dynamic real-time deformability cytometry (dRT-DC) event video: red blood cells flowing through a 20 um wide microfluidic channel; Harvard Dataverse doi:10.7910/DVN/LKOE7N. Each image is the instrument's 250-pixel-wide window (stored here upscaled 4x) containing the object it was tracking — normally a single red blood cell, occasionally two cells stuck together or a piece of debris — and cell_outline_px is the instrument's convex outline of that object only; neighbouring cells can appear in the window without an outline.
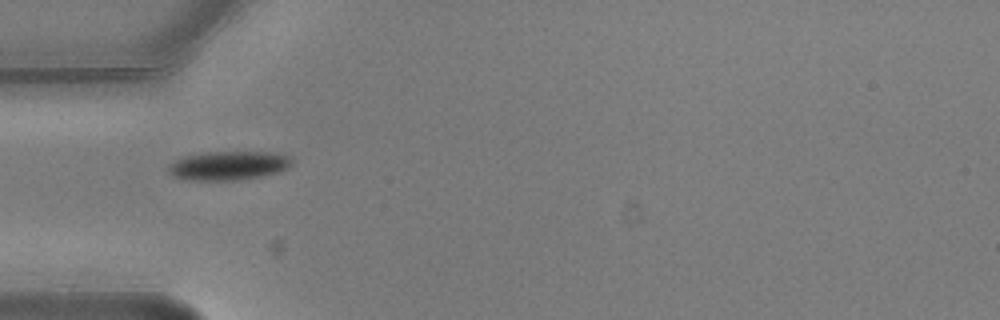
{"species": "common noctule bat (a hibernating species)", "species_latin": "Nyctalus noctula", "temperature_condition": "warm", "stored_images_in_passage": 4, "camera_frame_rate_fps": 3000, "um_per_image_px": 0.085, "animal": {"sex": "male", "body_mass_g": 20.5, "forearm_length_mm": 52.5}, "frame": {"image": 1, "passage_image": 3, "time_ms": 0.667, "image_size_px": [1000, 320], "cell_outline_px": [[292, 164], [288, 168], [280, 172], [260, 176], [232, 180], [192, 180], [172, 176], [168, 172], [168, 164], [184, 156], [204, 152], [272, 152], [292, 156]], "centroid_in_image_um": [19.44, 14.06], "position_along_channel_um": 65.6, "area_um2": 20.87}}
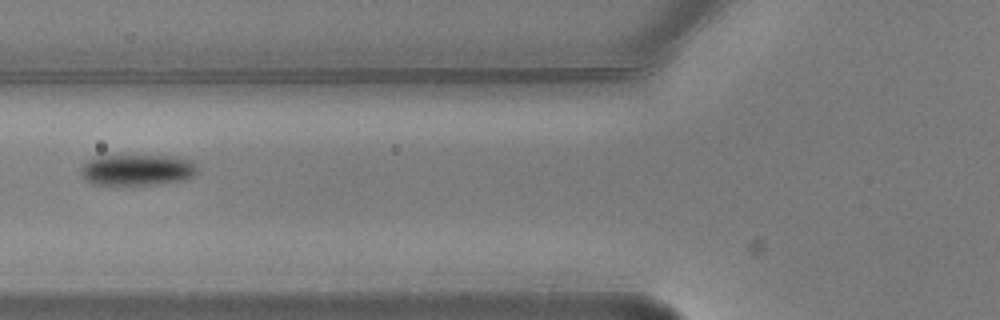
{"frame": {"image": 2, "passage_image": 4, "time_ms": 1.0, "image_size_px": [1000, 320], "cell_outline_px": [[200, 172], [184, 180], [152, 184], [92, 184], [84, 180], [80, 176], [80, 168], [92, 156], [176, 156], [192, 160], [196, 164]], "centroid_in_image_um": [11.66, 14.43], "position_along_channel_um": 114.1, "area_um2": 21.33}}